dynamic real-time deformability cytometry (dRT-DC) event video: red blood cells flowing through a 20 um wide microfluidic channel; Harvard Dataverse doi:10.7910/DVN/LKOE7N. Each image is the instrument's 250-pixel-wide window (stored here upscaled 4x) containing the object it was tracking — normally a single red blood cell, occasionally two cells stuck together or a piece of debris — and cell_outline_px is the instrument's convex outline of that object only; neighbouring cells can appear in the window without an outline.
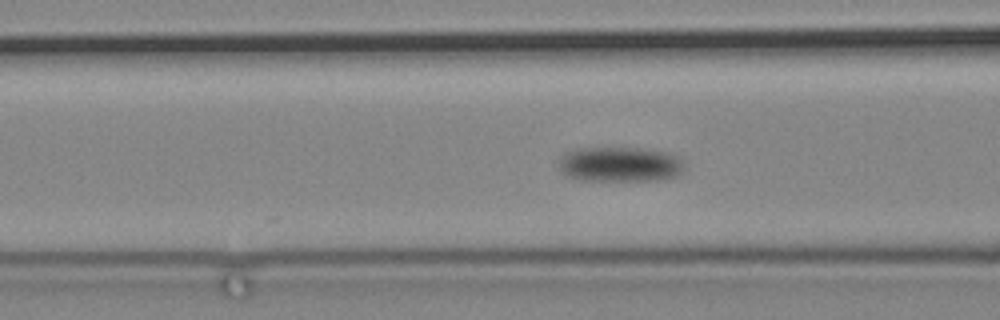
{"species": "common noctule bat (a hibernating species)", "species_latin": "Nyctalus noctula", "temperature_condition": "cold", "stored_images_in_passage": 78, "camera_frame_rate_fps": 3000, "um_per_image_px": 0.085, "animal": {"sex": "male", "body_mass_g": 19.2, "forearm_length_mm": 51.8}, "frame": {"image": 1, "passage_image": 51, "time_ms": 16.667, "image_size_px": [1000, 320], "cell_outline_px": [[680, 172], [672, 176], [656, 180], [580, 180], [568, 176], [560, 172], [560, 160], [564, 152], [580, 148], [640, 148], [668, 152], [676, 156], [680, 160]], "centroid_in_image_um": [52.61, 13.96], "position_along_channel_um": 114.0, "area_um2": 25.14}}
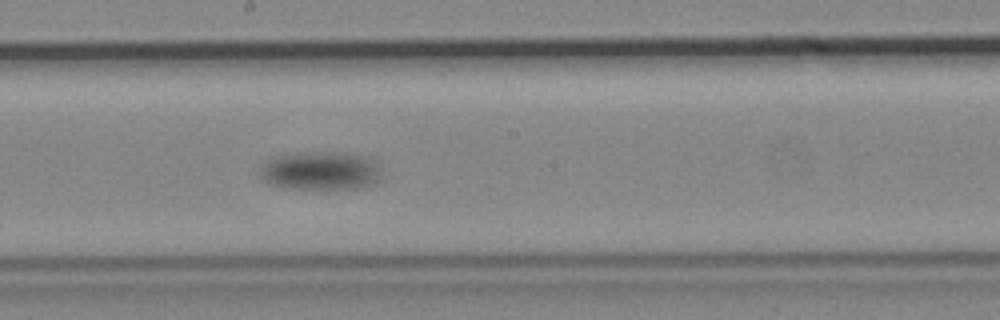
{"frame": {"image": 2, "passage_image": 64, "time_ms": 21.0, "image_size_px": [1000, 320], "cell_outline_px": [[380, 176], [376, 180], [360, 188], [288, 188], [272, 184], [264, 180], [260, 176], [260, 168], [268, 160], [276, 156], [324, 152], [356, 152], [368, 156], [372, 160]], "centroid_in_image_um": [27.24, 14.5], "position_along_channel_um": 221.0, "area_um2": 26.59}}
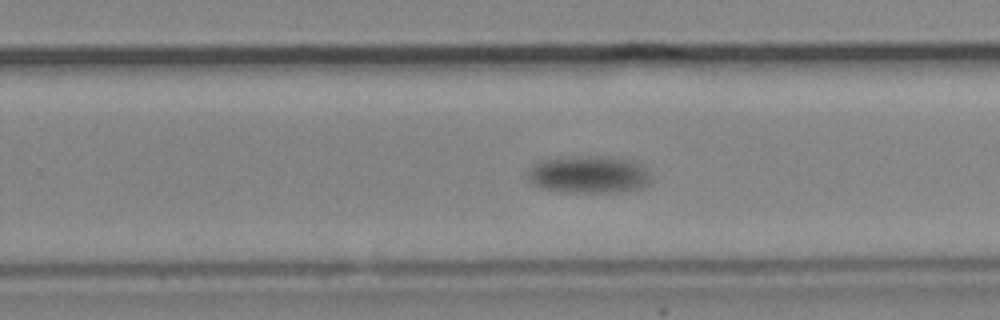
{"frame": {"image": 3, "passage_image": 71, "time_ms": 23.333, "image_size_px": [1000, 320], "cell_outline_px": [[648, 184], [640, 188], [620, 192], [564, 192], [544, 188], [532, 184], [528, 180], [528, 168], [532, 164], [540, 160], [576, 156], [600, 156], [632, 160], [640, 164], [648, 172]], "centroid_in_image_um": [49.99, 14.83], "position_along_channel_um": 279.8, "area_um2": 26.82}}